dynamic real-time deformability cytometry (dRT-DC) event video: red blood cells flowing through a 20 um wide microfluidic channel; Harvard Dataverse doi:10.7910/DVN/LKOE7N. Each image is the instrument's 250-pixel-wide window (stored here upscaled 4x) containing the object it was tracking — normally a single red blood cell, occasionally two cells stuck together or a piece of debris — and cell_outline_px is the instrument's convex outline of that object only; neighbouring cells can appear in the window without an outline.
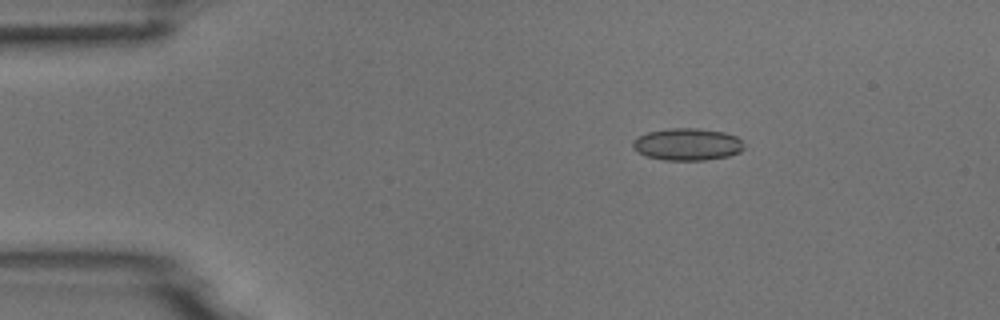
{"species": "common noctule bat (a hibernating species)", "species_latin": "Nyctalus noctula", "temperature_condition": "room temperature", "stored_images_in_passage": 5, "camera_frame_rate_fps": 3000, "um_per_image_px": 0.085, "animal": {"sex": "male", "body_mass_g": 18.8}, "frame": {"image": 1, "passage_image": 3, "time_ms": 2.333, "image_size_px": [1000, 320], "cell_outline_px": [[744, 148], [740, 152], [728, 156], [704, 160], [664, 160], [648, 156], [636, 152], [632, 148], [632, 140], [648, 132], [668, 128], [700, 128], [724, 132], [736, 136], [744, 140]], "centroid_in_image_um": [58.44, 12.26], "position_along_channel_um": 26.6, "area_um2": 21.04}}
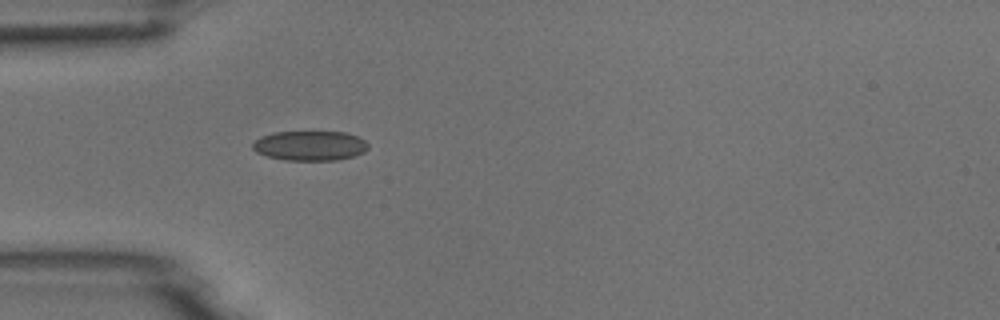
{"frame": {"image": 2, "passage_image": 5, "time_ms": 4.667, "image_size_px": [1000, 320], "cell_outline_px": [[368, 148], [364, 152], [352, 156], [336, 160], [284, 160], [268, 156], [256, 152], [252, 148], [252, 144], [260, 136], [272, 132], [344, 132], [356, 136], [364, 140], [368, 144]], "centroid_in_image_um": [26.32, 12.38], "position_along_channel_um": 58.7, "area_um2": 19.94}}